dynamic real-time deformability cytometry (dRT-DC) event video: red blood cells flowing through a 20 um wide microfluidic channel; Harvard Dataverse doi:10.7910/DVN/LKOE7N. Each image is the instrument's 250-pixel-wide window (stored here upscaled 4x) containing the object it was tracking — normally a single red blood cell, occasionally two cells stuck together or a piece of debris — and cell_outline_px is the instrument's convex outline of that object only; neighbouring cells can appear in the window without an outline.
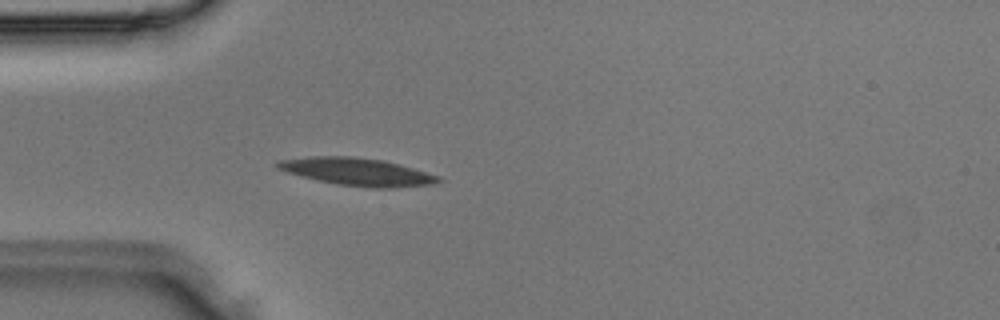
{"species": "Egyptian fruit bat (a non-hibernating species)", "species_latin": "Rousettus aegyptiacus", "temperature_condition": "room temperature", "stored_images_in_passage": 2, "camera_frame_rate_fps": 3000, "um_per_image_px": 0.085, "animal": {"sex": "male"}, "frame": {"image": 1, "passage_image": 2, "time_ms": 0.333, "image_size_px": [1000, 320], "cell_outline_px": [[444, 180], [432, 184], [388, 188], [372, 188], [336, 184], [316, 180], [300, 176], [276, 168], [272, 164], [280, 160], [308, 156], [352, 156], [384, 160], [400, 164], [440, 176]], "centroid_in_image_um": [30.34, 14.59], "position_along_channel_um": 54.7, "area_um2": 26.07}}